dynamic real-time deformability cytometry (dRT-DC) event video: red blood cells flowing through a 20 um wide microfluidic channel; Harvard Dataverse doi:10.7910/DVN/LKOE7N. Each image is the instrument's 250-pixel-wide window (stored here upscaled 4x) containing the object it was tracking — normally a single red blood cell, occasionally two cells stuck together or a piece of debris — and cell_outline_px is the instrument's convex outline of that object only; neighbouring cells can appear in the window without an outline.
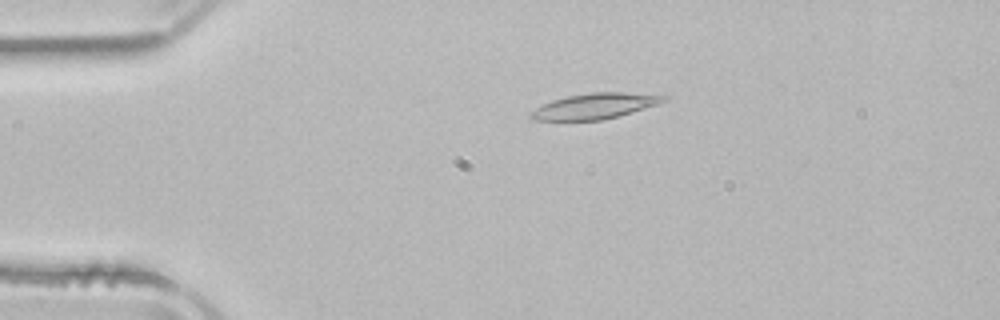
{"species": "common noctule bat (a hibernating species)", "species_latin": "Nyctalus noctula", "temperature_condition": "room temperature", "stored_images_in_passage": 42, "camera_frame_rate_fps": 3000, "um_per_image_px": 0.085, "animal": {"sex": "male", "body_mass_g": 21.5, "forearm_length_mm": 52.0}, "frame": {"image": 1, "passage_image": 1, "time_ms": 0.0, "image_size_px": [1000, 320], "cell_outline_px": [[672, 96], [668, 100], [660, 104], [604, 120], [532, 120], [528, 116], [536, 108], [552, 100], [568, 96], [592, 92], [624, 92]], "centroid_in_image_um": [50.64, 9.01], "position_along_channel_um": 34.4, "area_um2": 19.88}}
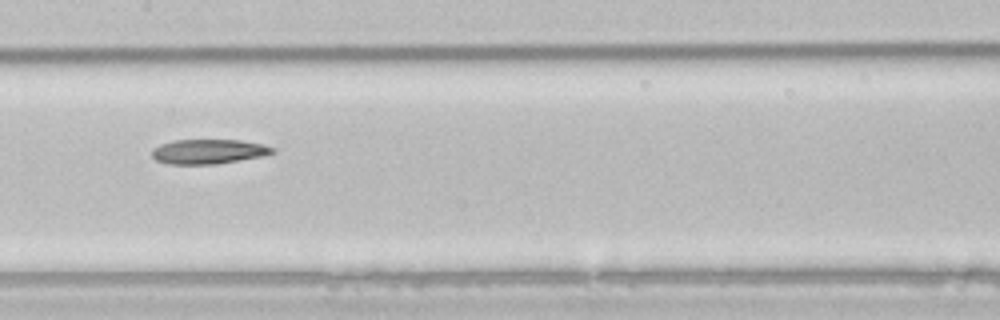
{"frame": {"image": 2, "passage_image": 16, "time_ms": 5.0, "image_size_px": [1000, 320], "cell_outline_px": [[276, 152], [264, 156], [240, 160], [212, 164], [168, 164], [156, 160], [152, 156], [152, 148], [160, 144], [172, 140], [240, 140], [264, 144], [276, 148]], "centroid_in_image_um": [17.74, 12.87], "position_along_channel_um": 189.7, "area_um2": 17.46}}
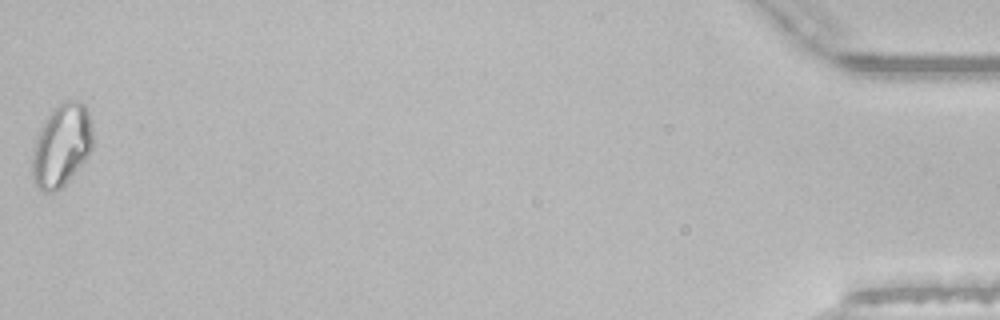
{"frame": {"image": 3, "passage_image": 42, "time_ms": 13.667, "image_size_px": [1000, 320], "cell_outline_px": [[92, 148], [88, 156], [64, 188], [56, 192], [44, 192], [36, 184], [32, 176], [32, 156], [36, 140], [40, 128], [52, 108], [64, 100], [80, 100], [84, 104], [88, 112], [92, 128]], "centroid_in_image_um": [5.25, 12.37], "position_along_channel_um": 430.0, "area_um2": 29.42}}